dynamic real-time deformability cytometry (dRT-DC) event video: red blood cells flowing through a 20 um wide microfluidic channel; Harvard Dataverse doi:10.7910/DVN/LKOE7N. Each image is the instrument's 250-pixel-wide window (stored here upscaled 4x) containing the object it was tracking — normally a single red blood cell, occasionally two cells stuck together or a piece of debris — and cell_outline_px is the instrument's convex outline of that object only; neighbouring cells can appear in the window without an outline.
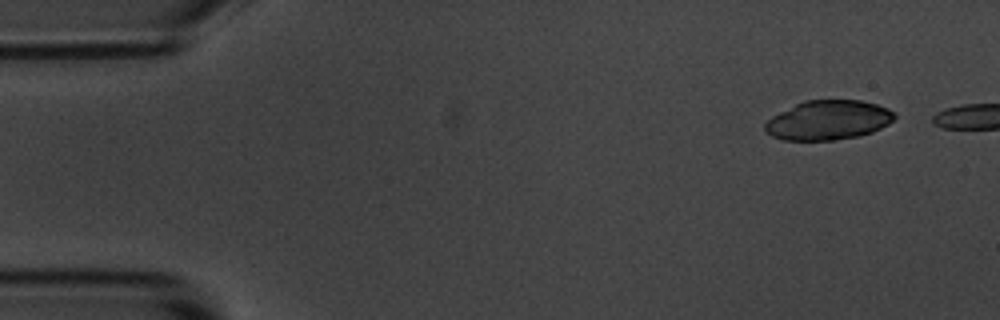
{"species": "common noctule bat (a hibernating species)", "species_latin": "Nyctalus noctula", "temperature_condition": "room temperature", "stored_images_in_passage": 2, "camera_frame_rate_fps": 3000, "um_per_image_px": 0.085, "animal": {"sex": "male", "body_mass_g": 20.1, "forearm_length_mm": 53.5}, "frame": {"image": 1, "passage_image": 1, "time_ms": 0.0, "image_size_px": [1000, 320], "cell_outline_px": [[896, 116], [888, 124], [872, 132], [860, 136], [832, 140], [784, 140], [772, 136], [764, 132], [764, 124], [772, 116], [804, 100], [860, 100], [876, 104], [888, 108], [896, 112]], "centroid_in_image_um": [70.4, 10.21], "position_along_channel_um": 14.6, "area_um2": 29.82}}